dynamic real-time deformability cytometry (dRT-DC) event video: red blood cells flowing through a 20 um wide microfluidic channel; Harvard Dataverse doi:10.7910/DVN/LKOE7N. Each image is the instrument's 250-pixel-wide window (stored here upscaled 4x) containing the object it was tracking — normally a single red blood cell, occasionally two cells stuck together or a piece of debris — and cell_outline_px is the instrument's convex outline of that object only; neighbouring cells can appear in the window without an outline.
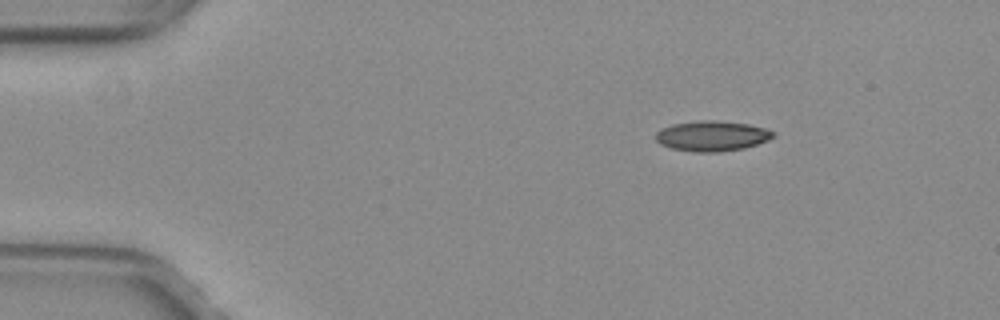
{"species": "common noctule bat (a hibernating species)", "species_latin": "Nyctalus noctula", "temperature_condition": "warm", "stored_images_in_passage": 45, "camera_frame_rate_fps": 3000, "um_per_image_px": 0.085, "animal": {"sex": "female", "body_mass_g": 29.2, "forearm_length_mm": 56.3}, "frame": {"image": 1, "passage_image": 1, "time_ms": 0.0, "image_size_px": [1000, 320], "cell_outline_px": [[776, 132], [768, 140], [744, 148], [720, 152], [696, 152], [672, 148], [660, 144], [656, 140], [656, 132], [660, 128], [672, 124], [700, 120], [716, 120], [748, 124], [764, 128]], "centroid_in_image_um": [60.49, 11.55], "position_along_channel_um": 24.5, "area_um2": 20.69}}
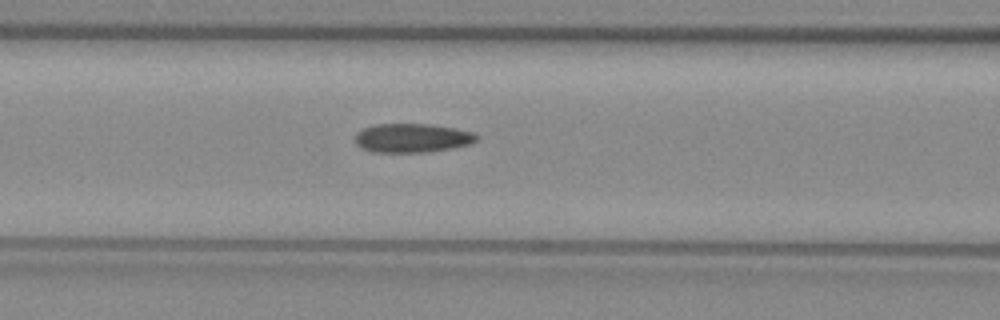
{"frame": {"image": 2, "passage_image": 15, "time_ms": 4.667, "image_size_px": [1000, 320], "cell_outline_px": [[480, 136], [472, 144], [452, 148], [428, 152], [372, 152], [360, 148], [356, 144], [356, 132], [364, 128], [376, 124], [428, 124], [456, 128], [472, 132]], "centroid_in_image_um": [35.05, 11.73], "position_along_channel_um": 131.6, "area_um2": 20.63}}
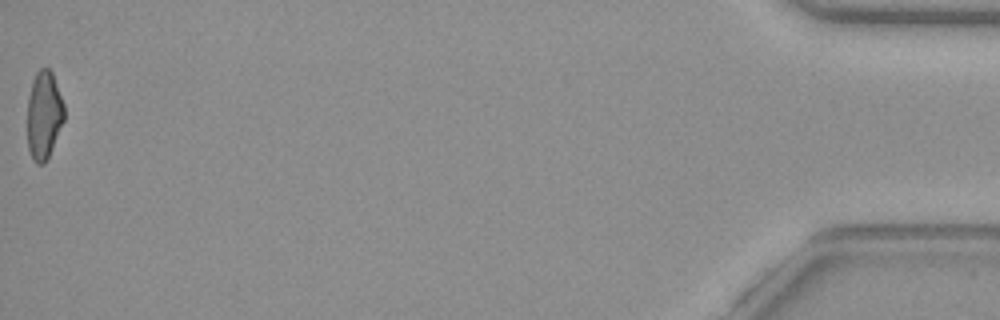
{"frame": {"image": 3, "passage_image": 45, "time_ms": 14.667, "image_size_px": [1000, 320], "cell_outline_px": [[64, 120], [48, 156], [44, 164], [36, 164], [32, 160], [28, 148], [28, 96], [32, 80], [36, 72], [40, 68], [48, 68], [52, 72], [64, 104]], "centroid_in_image_um": [3.72, 9.77], "position_along_channel_um": 431.5, "area_um2": 18.84}, "authors_computed_cell_mechanics": {"area_um2": 20.4612, "velocity_mm_per_s": 4.0235, "shape_relaxation_time_tau1_ms": null, "shape_relaxation_time_tau2_ms": 2.3544, "deformation_change_tau1": null, "deformation_change_tau2": 0.1011}}